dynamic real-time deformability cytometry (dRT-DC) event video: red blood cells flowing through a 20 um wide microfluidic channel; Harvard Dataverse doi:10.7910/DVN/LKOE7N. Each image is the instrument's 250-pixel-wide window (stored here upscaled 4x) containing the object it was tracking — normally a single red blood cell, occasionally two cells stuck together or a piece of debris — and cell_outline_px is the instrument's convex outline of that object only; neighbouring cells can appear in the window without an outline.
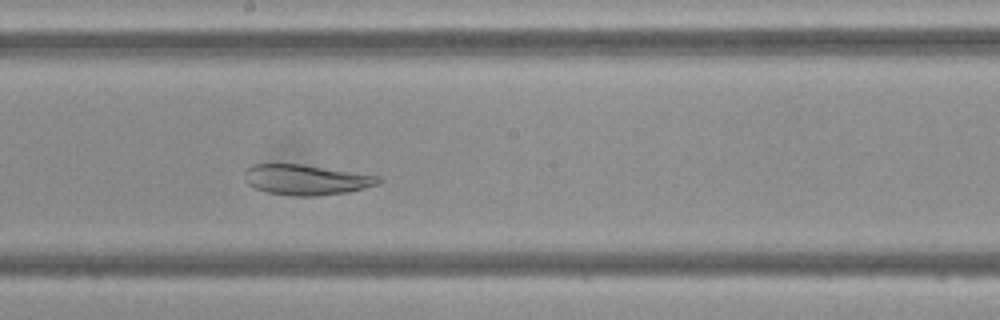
{"species": "Egyptian fruit bat (a non-hibernating species)", "species_latin": "Rousettus aegyptiacus", "temperature_condition": "cold", "stored_images_in_passage": 44, "camera_frame_rate_fps": 3000, "um_per_image_px": 0.085, "frame": {"image": 1, "passage_image": 22, "time_ms": 7.0, "image_size_px": [1000, 320], "cell_outline_px": [[384, 180], [380, 184], [348, 192], [316, 196], [292, 196], [268, 192], [256, 188], [248, 184], [244, 180], [244, 172], [252, 164], [300, 164], [380, 176]], "centroid_in_image_um": [26.04, 15.28], "position_along_channel_um": 222.2, "area_um2": 23.7}}
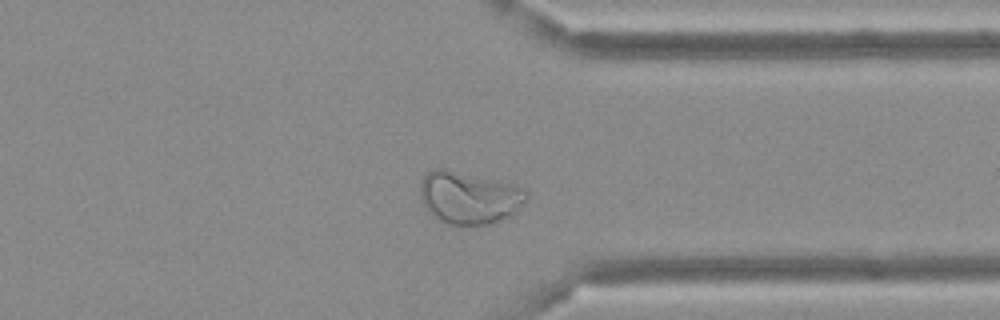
{"frame": {"image": 2, "passage_image": 33, "time_ms": 10.667, "image_size_px": [1000, 320], "cell_outline_px": [[528, 196], [520, 208], [516, 212], [508, 216], [488, 224], [448, 224], [432, 216], [424, 208], [420, 196], [420, 184], [424, 176], [432, 168], [444, 168], [512, 184], [524, 188], [528, 192]], "centroid_in_image_um": [39.84, 16.79], "position_along_channel_um": 371.6, "area_um2": 32.37}}
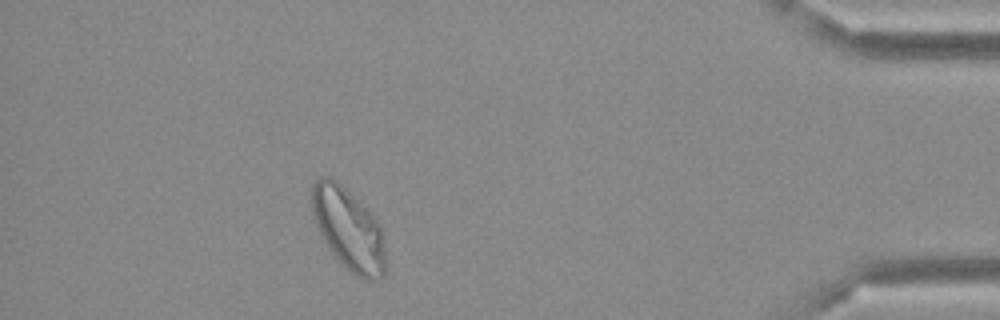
{"frame": {"image": 3, "passage_image": 39, "time_ms": 12.667, "image_size_px": [1000, 320], "cell_outline_px": [[388, 264], [384, 276], [380, 280], [364, 280], [356, 276], [328, 248], [312, 216], [308, 196], [312, 184], [320, 176], [328, 176], [336, 180], [380, 224], [384, 232]], "centroid_in_image_um": [29.63, 19.5], "position_along_channel_um": 405.6, "area_um2": 35.72}}